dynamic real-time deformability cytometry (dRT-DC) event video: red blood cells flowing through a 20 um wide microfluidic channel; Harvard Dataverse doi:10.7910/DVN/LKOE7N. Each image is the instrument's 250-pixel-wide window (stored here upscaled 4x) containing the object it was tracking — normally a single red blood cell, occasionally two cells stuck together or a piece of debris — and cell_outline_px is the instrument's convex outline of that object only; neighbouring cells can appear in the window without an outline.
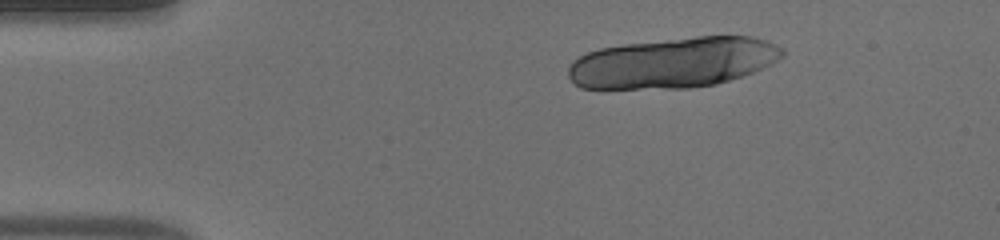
{"species": "human", "species_latin": "Homo sapiens", "temperature_condition": "warm", "stored_images_in_passage": 10, "camera_frame_rate_fps": 3000, "um_per_image_px": 0.085, "donor": {"sex": "male"}, "frame": {"image": 1, "passage_image": 1, "time_ms": 0.0, "image_size_px": [1000, 240], "cell_outline_px": [[784, 56], [772, 64], [752, 72], [716, 84], [692, 88], [580, 88], [568, 76], [568, 68], [572, 60], [588, 52], [600, 48], [624, 44], [696, 36], [752, 36], [776, 44], [784, 48]], "centroid_in_image_um": [57.24, 5.32], "position_along_channel_um": 27.8, "area_um2": 62.94}}